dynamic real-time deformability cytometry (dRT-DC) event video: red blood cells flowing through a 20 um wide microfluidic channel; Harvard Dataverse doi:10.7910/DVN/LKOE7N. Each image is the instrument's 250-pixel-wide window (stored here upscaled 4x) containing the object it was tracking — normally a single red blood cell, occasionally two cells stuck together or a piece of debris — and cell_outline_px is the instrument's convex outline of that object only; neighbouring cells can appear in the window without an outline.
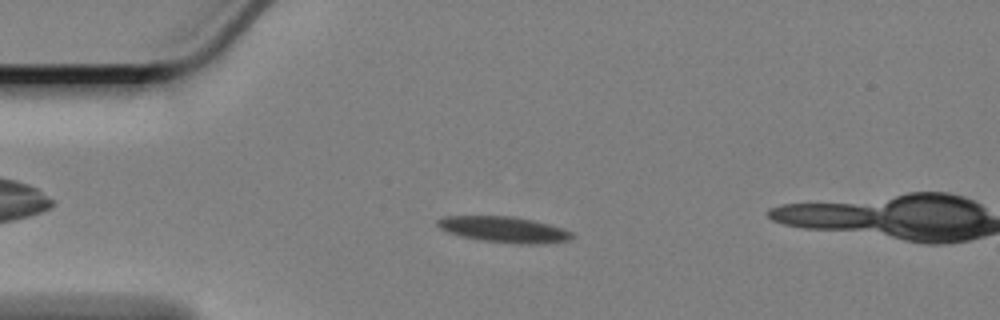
{"species": "Egyptian fruit bat (a non-hibernating species)", "species_latin": "Rousettus aegyptiacus", "temperature_condition": "cold", "stored_images_in_passage": 53, "camera_frame_rate_fps": 3000, "um_per_image_px": 0.085, "animal": {"sex": "female"}, "frame": {"image": 1, "passage_image": 11, "time_ms": 3.333, "image_size_px": [1000, 320], "cell_outline_px": [[576, 236], [568, 240], [532, 244], [520, 244], [480, 240], [460, 236], [448, 232], [440, 228], [436, 224], [436, 220], [444, 216], [512, 216], [532, 220], [548, 224], [572, 232]], "centroid_in_image_um": [42.79, 19.5], "position_along_channel_um": 42.2, "area_um2": 20.11}}
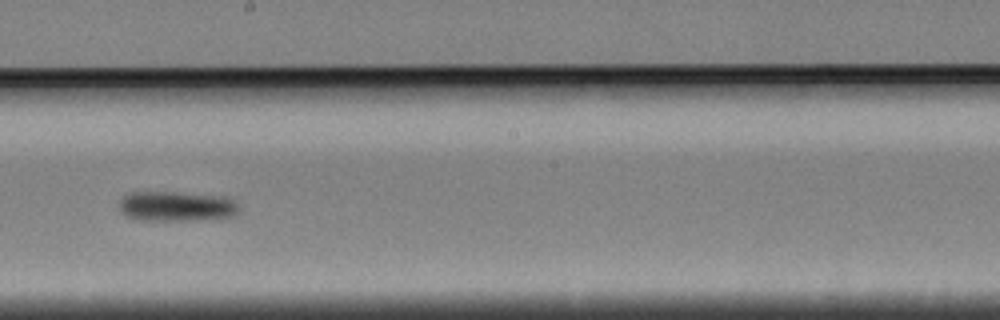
{"frame": {"image": 2, "passage_image": 30, "time_ms": 9.667, "image_size_px": [1000, 320], "cell_outline_px": [[240, 212], [232, 216], [212, 220], [136, 220], [120, 212], [120, 200], [128, 192], [176, 192], [224, 196], [236, 200], [240, 204]], "centroid_in_image_um": [15.08, 17.54], "position_along_channel_um": 233.1, "area_um2": 21.44}}
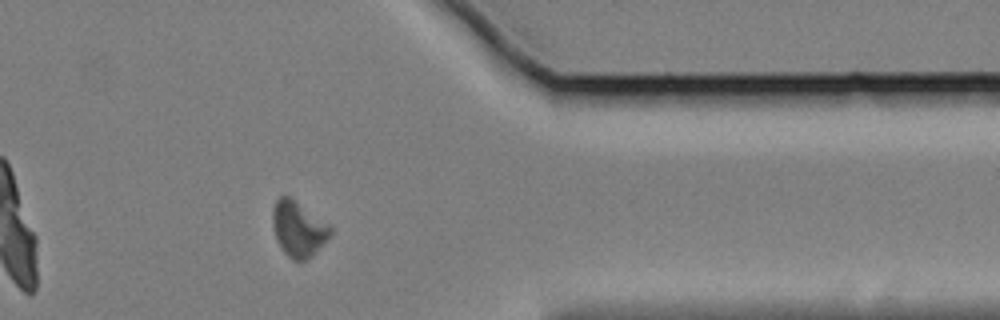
{"frame": {"image": 3, "passage_image": 45, "time_ms": 14.667, "image_size_px": [1000, 320], "cell_outline_px": [[332, 232], [312, 256], [304, 260], [292, 260], [284, 252], [276, 240], [272, 224], [272, 208], [276, 200], [280, 196], [292, 196], [332, 228]], "centroid_in_image_um": [25.32, 19.43], "position_along_channel_um": 386.1, "area_um2": 18.55}, "authors_computed_cell_mechanics": {"area_um2": 19.652, "velocity_mm_per_s": 3.3405, "shape_relaxation_time_tau1_ms": 6.9361, "shape_relaxation_time_tau2_ms": null, "deformation_change_tau1": 0.1205, "deformation_change_tau2": null}}